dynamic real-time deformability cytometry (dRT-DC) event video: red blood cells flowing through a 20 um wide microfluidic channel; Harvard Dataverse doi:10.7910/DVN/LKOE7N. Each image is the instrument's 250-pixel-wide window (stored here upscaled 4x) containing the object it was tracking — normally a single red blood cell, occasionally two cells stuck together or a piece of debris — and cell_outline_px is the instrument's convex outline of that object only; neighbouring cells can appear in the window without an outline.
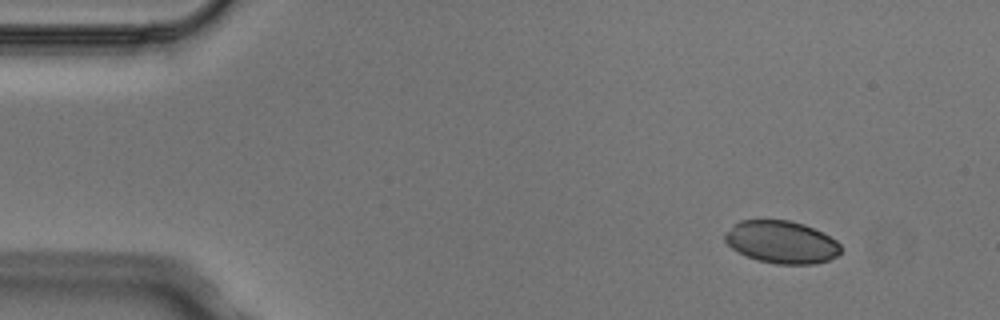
{"species": "Egyptian fruit bat (a non-hibernating species)", "species_latin": "Rousettus aegyptiacus", "temperature_condition": "cold", "stored_images_in_passage": 3, "camera_frame_rate_fps": 3000, "um_per_image_px": 0.085, "animal": {"sex": "male"}, "frame": {"image": 1, "passage_image": 1, "time_ms": 0.0, "image_size_px": [1000, 320], "cell_outline_px": [[840, 252], [836, 256], [828, 260], [816, 264], [776, 264], [756, 260], [732, 248], [724, 240], [724, 232], [740, 220], [788, 220], [804, 224], [836, 240], [840, 244]], "centroid_in_image_um": [66.41, 20.58], "position_along_channel_um": 18.6, "area_um2": 28.55}}
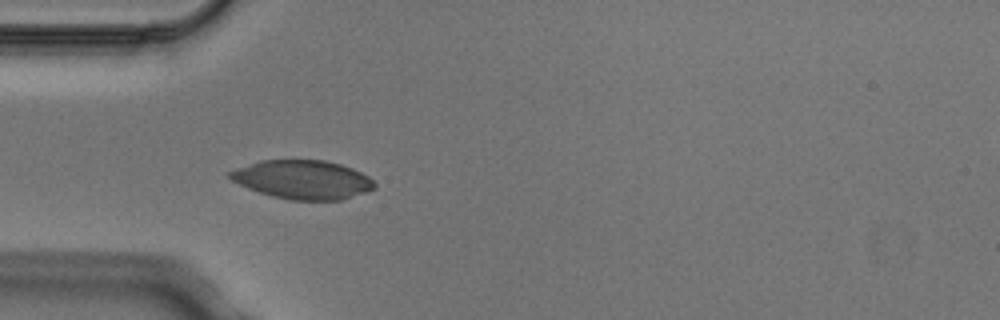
{"frame": {"image": 2, "passage_image": 3, "time_ms": 0.667, "image_size_px": [1000, 320], "cell_outline_px": [[376, 188], [340, 200], [288, 200], [272, 196], [248, 188], [232, 180], [228, 176], [228, 172], [236, 168], [260, 160], [324, 160], [340, 164], [352, 168], [368, 176], [376, 184]], "centroid_in_image_um": [25.72, 15.26], "position_along_channel_um": 59.3, "area_um2": 32.54}}